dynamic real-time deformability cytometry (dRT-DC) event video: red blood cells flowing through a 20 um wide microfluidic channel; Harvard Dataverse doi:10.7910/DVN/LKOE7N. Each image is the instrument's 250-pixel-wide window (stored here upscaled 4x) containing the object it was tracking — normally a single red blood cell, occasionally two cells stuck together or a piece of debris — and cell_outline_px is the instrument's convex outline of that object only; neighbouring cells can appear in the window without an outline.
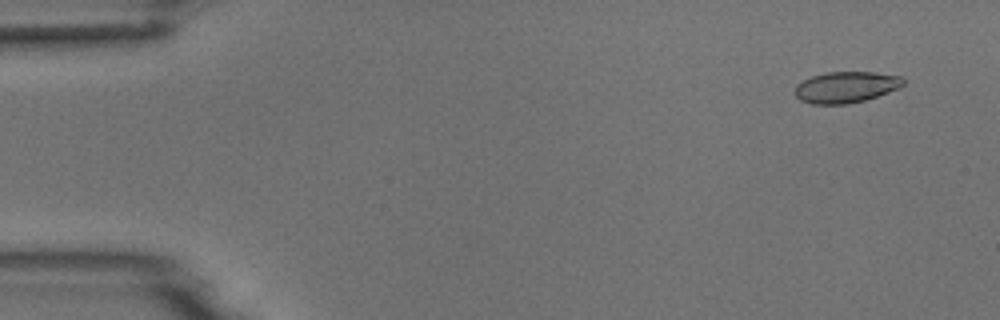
{"species": "common noctule bat (a hibernating species)", "species_latin": "Nyctalus noctula", "temperature_condition": "room temperature", "stored_images_in_passage": 7, "camera_frame_rate_fps": 3000, "um_per_image_px": 0.085, "animal": {"sex": "male", "body_mass_g": 18.8}, "frame": {"image": 1, "passage_image": 2, "time_ms": 1.0, "image_size_px": [1000, 320], "cell_outline_px": [[904, 84], [900, 88], [864, 100], [848, 104], [812, 104], [800, 100], [796, 96], [796, 84], [812, 76], [828, 72], [876, 72], [900, 76], [904, 80]], "centroid_in_image_um": [71.92, 7.4], "position_along_channel_um": 13.1, "area_um2": 19.59}}
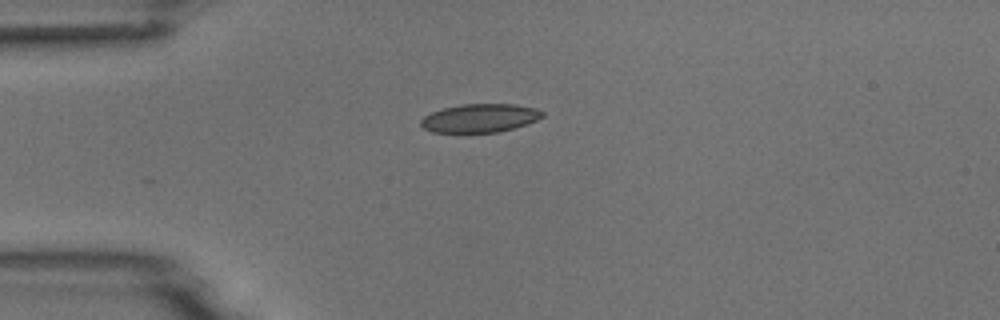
{"frame": {"image": 2, "passage_image": 5, "time_ms": 4.333, "image_size_px": [1000, 320], "cell_outline_px": [[544, 116], [528, 124], [500, 132], [432, 132], [424, 128], [420, 124], [420, 120], [424, 116], [432, 112], [444, 108], [460, 104], [516, 104], [536, 108], [544, 112]], "centroid_in_image_um": [40.82, 10.03], "position_along_channel_um": 44.2, "area_um2": 20.23}}
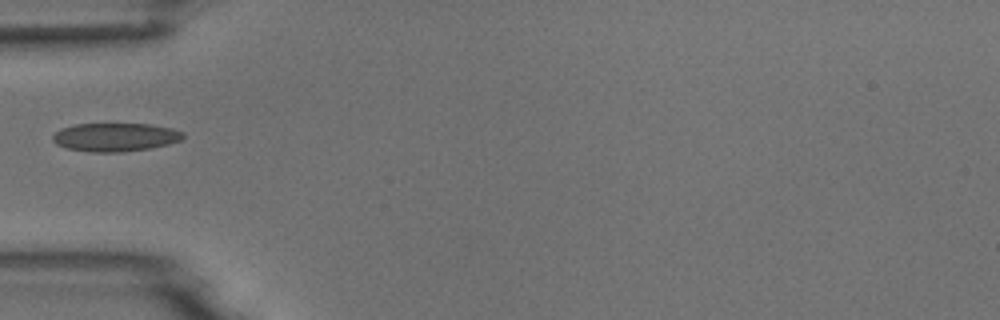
{"frame": {"image": 3, "passage_image": 6, "time_ms": 5.667, "image_size_px": [1000, 320], "cell_outline_px": [[184, 136], [180, 140], [168, 144], [148, 148], [120, 152], [92, 152], [68, 148], [56, 144], [52, 140], [52, 136], [60, 128], [76, 124], [152, 124], [172, 128], [184, 132]], "centroid_in_image_um": [9.79, 11.65], "position_along_channel_um": 75.2, "area_um2": 21.5}}